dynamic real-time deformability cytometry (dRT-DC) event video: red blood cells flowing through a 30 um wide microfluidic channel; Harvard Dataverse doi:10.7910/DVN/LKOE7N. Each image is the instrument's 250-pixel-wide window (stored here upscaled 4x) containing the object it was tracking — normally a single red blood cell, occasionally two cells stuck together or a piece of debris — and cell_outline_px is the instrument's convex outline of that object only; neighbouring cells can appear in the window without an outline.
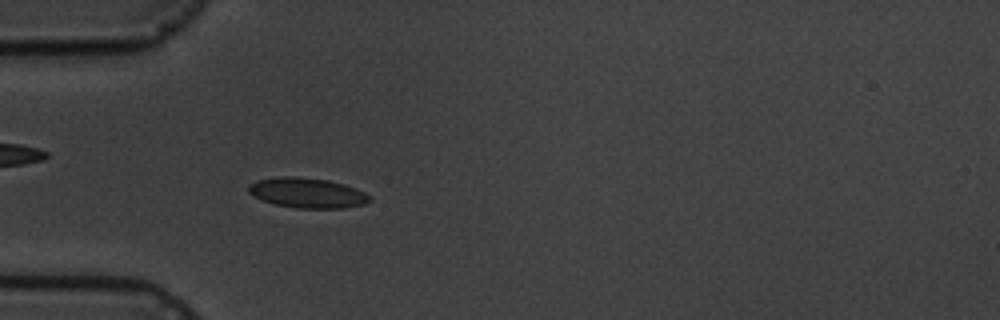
{"species": "common noctule bat (a hibernating species)", "species_latin": "Nyctalus noctula", "temperature_condition": "cold", "stored_images_in_passage": 5, "camera_frame_rate_fps": 3000, "um_per_image_px": 0.085, "animal": {"sex": "male", "body_mass_g": 19.5, "forearm_length_mm": 54.6}, "frame": {"image": 1, "passage_image": 5, "time_ms": 5.333, "image_size_px": [1000, 320], "cell_outline_px": [[372, 200], [364, 204], [344, 208], [296, 208], [276, 204], [264, 200], [248, 192], [248, 184], [256, 180], [280, 176], [296, 176], [328, 180], [344, 184], [356, 188], [372, 196]], "centroid_in_image_um": [26.15, 16.38], "position_along_channel_um": 58.9, "area_um2": 21.27}}